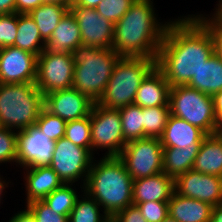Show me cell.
Here are the masks:
<instances>
[{
	"label": "cell",
	"mask_w": 222,
	"mask_h": 222,
	"mask_svg": "<svg viewBox=\"0 0 222 222\" xmlns=\"http://www.w3.org/2000/svg\"><path fill=\"white\" fill-rule=\"evenodd\" d=\"M170 20L156 57V67L170 87L187 85L214 54L213 14Z\"/></svg>",
	"instance_id": "1"
},
{
	"label": "cell",
	"mask_w": 222,
	"mask_h": 222,
	"mask_svg": "<svg viewBox=\"0 0 222 222\" xmlns=\"http://www.w3.org/2000/svg\"><path fill=\"white\" fill-rule=\"evenodd\" d=\"M151 0H135L114 24L112 49L120 56L156 59L169 22H159Z\"/></svg>",
	"instance_id": "2"
},
{
	"label": "cell",
	"mask_w": 222,
	"mask_h": 222,
	"mask_svg": "<svg viewBox=\"0 0 222 222\" xmlns=\"http://www.w3.org/2000/svg\"><path fill=\"white\" fill-rule=\"evenodd\" d=\"M110 218L133 204V179L119 157L93 160L83 186Z\"/></svg>",
	"instance_id": "3"
},
{
	"label": "cell",
	"mask_w": 222,
	"mask_h": 222,
	"mask_svg": "<svg viewBox=\"0 0 222 222\" xmlns=\"http://www.w3.org/2000/svg\"><path fill=\"white\" fill-rule=\"evenodd\" d=\"M74 63L72 87L97 103L121 57L112 48L79 45L71 52Z\"/></svg>",
	"instance_id": "4"
},
{
	"label": "cell",
	"mask_w": 222,
	"mask_h": 222,
	"mask_svg": "<svg viewBox=\"0 0 222 222\" xmlns=\"http://www.w3.org/2000/svg\"><path fill=\"white\" fill-rule=\"evenodd\" d=\"M44 105V94L35 83H0V120L4 128L20 131L35 125Z\"/></svg>",
	"instance_id": "5"
},
{
	"label": "cell",
	"mask_w": 222,
	"mask_h": 222,
	"mask_svg": "<svg viewBox=\"0 0 222 222\" xmlns=\"http://www.w3.org/2000/svg\"><path fill=\"white\" fill-rule=\"evenodd\" d=\"M155 66L156 59L121 56L97 104L109 109L134 104L142 80Z\"/></svg>",
	"instance_id": "6"
},
{
	"label": "cell",
	"mask_w": 222,
	"mask_h": 222,
	"mask_svg": "<svg viewBox=\"0 0 222 222\" xmlns=\"http://www.w3.org/2000/svg\"><path fill=\"white\" fill-rule=\"evenodd\" d=\"M170 113L201 129L206 135L217 134L213 96L187 85L170 87Z\"/></svg>",
	"instance_id": "7"
},
{
	"label": "cell",
	"mask_w": 222,
	"mask_h": 222,
	"mask_svg": "<svg viewBox=\"0 0 222 222\" xmlns=\"http://www.w3.org/2000/svg\"><path fill=\"white\" fill-rule=\"evenodd\" d=\"M91 151L108 150L104 157H118L127 141L123 129L119 109H109L94 103L90 111Z\"/></svg>",
	"instance_id": "8"
},
{
	"label": "cell",
	"mask_w": 222,
	"mask_h": 222,
	"mask_svg": "<svg viewBox=\"0 0 222 222\" xmlns=\"http://www.w3.org/2000/svg\"><path fill=\"white\" fill-rule=\"evenodd\" d=\"M118 157L133 180L163 172V146L159 138L128 141Z\"/></svg>",
	"instance_id": "9"
},
{
	"label": "cell",
	"mask_w": 222,
	"mask_h": 222,
	"mask_svg": "<svg viewBox=\"0 0 222 222\" xmlns=\"http://www.w3.org/2000/svg\"><path fill=\"white\" fill-rule=\"evenodd\" d=\"M91 148H82L65 137L55 141L54 152L49 166L64 184H73L81 179L86 182L94 160Z\"/></svg>",
	"instance_id": "10"
},
{
	"label": "cell",
	"mask_w": 222,
	"mask_h": 222,
	"mask_svg": "<svg viewBox=\"0 0 222 222\" xmlns=\"http://www.w3.org/2000/svg\"><path fill=\"white\" fill-rule=\"evenodd\" d=\"M74 63L71 53H50L43 51L37 57L35 85L44 95L72 88Z\"/></svg>",
	"instance_id": "11"
},
{
	"label": "cell",
	"mask_w": 222,
	"mask_h": 222,
	"mask_svg": "<svg viewBox=\"0 0 222 222\" xmlns=\"http://www.w3.org/2000/svg\"><path fill=\"white\" fill-rule=\"evenodd\" d=\"M17 164L21 168L49 166L55 141L44 135L36 125L17 133Z\"/></svg>",
	"instance_id": "12"
},
{
	"label": "cell",
	"mask_w": 222,
	"mask_h": 222,
	"mask_svg": "<svg viewBox=\"0 0 222 222\" xmlns=\"http://www.w3.org/2000/svg\"><path fill=\"white\" fill-rule=\"evenodd\" d=\"M69 10L78 22L83 45L97 48H112L114 24L99 15L96 9L78 6L75 3Z\"/></svg>",
	"instance_id": "13"
},
{
	"label": "cell",
	"mask_w": 222,
	"mask_h": 222,
	"mask_svg": "<svg viewBox=\"0 0 222 222\" xmlns=\"http://www.w3.org/2000/svg\"><path fill=\"white\" fill-rule=\"evenodd\" d=\"M175 192L216 206L222 204V177L202 174L193 169L174 179Z\"/></svg>",
	"instance_id": "14"
},
{
	"label": "cell",
	"mask_w": 222,
	"mask_h": 222,
	"mask_svg": "<svg viewBox=\"0 0 222 222\" xmlns=\"http://www.w3.org/2000/svg\"><path fill=\"white\" fill-rule=\"evenodd\" d=\"M37 57L15 46L1 48L0 83H35Z\"/></svg>",
	"instance_id": "15"
},
{
	"label": "cell",
	"mask_w": 222,
	"mask_h": 222,
	"mask_svg": "<svg viewBox=\"0 0 222 222\" xmlns=\"http://www.w3.org/2000/svg\"><path fill=\"white\" fill-rule=\"evenodd\" d=\"M44 104L47 111L67 122L89 116L94 102L72 87L44 95Z\"/></svg>",
	"instance_id": "16"
},
{
	"label": "cell",
	"mask_w": 222,
	"mask_h": 222,
	"mask_svg": "<svg viewBox=\"0 0 222 222\" xmlns=\"http://www.w3.org/2000/svg\"><path fill=\"white\" fill-rule=\"evenodd\" d=\"M207 135L182 118L170 115L159 138L163 147H200Z\"/></svg>",
	"instance_id": "17"
},
{
	"label": "cell",
	"mask_w": 222,
	"mask_h": 222,
	"mask_svg": "<svg viewBox=\"0 0 222 222\" xmlns=\"http://www.w3.org/2000/svg\"><path fill=\"white\" fill-rule=\"evenodd\" d=\"M174 191V178L164 172L133 180V205L148 201L168 202Z\"/></svg>",
	"instance_id": "18"
},
{
	"label": "cell",
	"mask_w": 222,
	"mask_h": 222,
	"mask_svg": "<svg viewBox=\"0 0 222 222\" xmlns=\"http://www.w3.org/2000/svg\"><path fill=\"white\" fill-rule=\"evenodd\" d=\"M25 188L26 205L43 200L55 189L60 188L64 183L50 166L26 167Z\"/></svg>",
	"instance_id": "19"
},
{
	"label": "cell",
	"mask_w": 222,
	"mask_h": 222,
	"mask_svg": "<svg viewBox=\"0 0 222 222\" xmlns=\"http://www.w3.org/2000/svg\"><path fill=\"white\" fill-rule=\"evenodd\" d=\"M170 85L155 66L142 80L136 92L134 104L142 108L169 105Z\"/></svg>",
	"instance_id": "20"
},
{
	"label": "cell",
	"mask_w": 222,
	"mask_h": 222,
	"mask_svg": "<svg viewBox=\"0 0 222 222\" xmlns=\"http://www.w3.org/2000/svg\"><path fill=\"white\" fill-rule=\"evenodd\" d=\"M82 44L81 32L70 10L61 18L50 38L45 42L44 50L50 53H71Z\"/></svg>",
	"instance_id": "21"
},
{
	"label": "cell",
	"mask_w": 222,
	"mask_h": 222,
	"mask_svg": "<svg viewBox=\"0 0 222 222\" xmlns=\"http://www.w3.org/2000/svg\"><path fill=\"white\" fill-rule=\"evenodd\" d=\"M212 207L206 202L181 196L175 191L168 201L169 216L177 222H209Z\"/></svg>",
	"instance_id": "22"
},
{
	"label": "cell",
	"mask_w": 222,
	"mask_h": 222,
	"mask_svg": "<svg viewBox=\"0 0 222 222\" xmlns=\"http://www.w3.org/2000/svg\"><path fill=\"white\" fill-rule=\"evenodd\" d=\"M193 170L222 177V136L207 135L195 158Z\"/></svg>",
	"instance_id": "23"
},
{
	"label": "cell",
	"mask_w": 222,
	"mask_h": 222,
	"mask_svg": "<svg viewBox=\"0 0 222 222\" xmlns=\"http://www.w3.org/2000/svg\"><path fill=\"white\" fill-rule=\"evenodd\" d=\"M187 86L210 96L222 91V61L213 54Z\"/></svg>",
	"instance_id": "24"
},
{
	"label": "cell",
	"mask_w": 222,
	"mask_h": 222,
	"mask_svg": "<svg viewBox=\"0 0 222 222\" xmlns=\"http://www.w3.org/2000/svg\"><path fill=\"white\" fill-rule=\"evenodd\" d=\"M200 147H163V172L172 178L186 173L194 165Z\"/></svg>",
	"instance_id": "25"
},
{
	"label": "cell",
	"mask_w": 222,
	"mask_h": 222,
	"mask_svg": "<svg viewBox=\"0 0 222 222\" xmlns=\"http://www.w3.org/2000/svg\"><path fill=\"white\" fill-rule=\"evenodd\" d=\"M17 29L14 46L39 56L44 51L45 41L29 14L17 13Z\"/></svg>",
	"instance_id": "26"
},
{
	"label": "cell",
	"mask_w": 222,
	"mask_h": 222,
	"mask_svg": "<svg viewBox=\"0 0 222 222\" xmlns=\"http://www.w3.org/2000/svg\"><path fill=\"white\" fill-rule=\"evenodd\" d=\"M68 10L67 5L44 2L28 14L36 23L42 39L46 42Z\"/></svg>",
	"instance_id": "27"
},
{
	"label": "cell",
	"mask_w": 222,
	"mask_h": 222,
	"mask_svg": "<svg viewBox=\"0 0 222 222\" xmlns=\"http://www.w3.org/2000/svg\"><path fill=\"white\" fill-rule=\"evenodd\" d=\"M82 192L84 194L82 195L83 197H77L74 208L70 212L69 222H106L110 219L95 199L90 197L85 191L82 190ZM100 210L103 212L102 214Z\"/></svg>",
	"instance_id": "28"
},
{
	"label": "cell",
	"mask_w": 222,
	"mask_h": 222,
	"mask_svg": "<svg viewBox=\"0 0 222 222\" xmlns=\"http://www.w3.org/2000/svg\"><path fill=\"white\" fill-rule=\"evenodd\" d=\"M170 115L169 105L143 108V138H160Z\"/></svg>",
	"instance_id": "29"
},
{
	"label": "cell",
	"mask_w": 222,
	"mask_h": 222,
	"mask_svg": "<svg viewBox=\"0 0 222 222\" xmlns=\"http://www.w3.org/2000/svg\"><path fill=\"white\" fill-rule=\"evenodd\" d=\"M124 139H143V108L130 104L119 108Z\"/></svg>",
	"instance_id": "30"
},
{
	"label": "cell",
	"mask_w": 222,
	"mask_h": 222,
	"mask_svg": "<svg viewBox=\"0 0 222 222\" xmlns=\"http://www.w3.org/2000/svg\"><path fill=\"white\" fill-rule=\"evenodd\" d=\"M73 184H63L60 188L55 189L52 193L46 196L43 201L54 212L60 215H65L69 218L70 212L74 208L78 194Z\"/></svg>",
	"instance_id": "31"
},
{
	"label": "cell",
	"mask_w": 222,
	"mask_h": 222,
	"mask_svg": "<svg viewBox=\"0 0 222 222\" xmlns=\"http://www.w3.org/2000/svg\"><path fill=\"white\" fill-rule=\"evenodd\" d=\"M64 137L77 146L91 148V122L89 116L67 121Z\"/></svg>",
	"instance_id": "32"
},
{
	"label": "cell",
	"mask_w": 222,
	"mask_h": 222,
	"mask_svg": "<svg viewBox=\"0 0 222 222\" xmlns=\"http://www.w3.org/2000/svg\"><path fill=\"white\" fill-rule=\"evenodd\" d=\"M35 125L52 141H57L65 135L66 121L51 114L45 108L39 114Z\"/></svg>",
	"instance_id": "33"
},
{
	"label": "cell",
	"mask_w": 222,
	"mask_h": 222,
	"mask_svg": "<svg viewBox=\"0 0 222 222\" xmlns=\"http://www.w3.org/2000/svg\"><path fill=\"white\" fill-rule=\"evenodd\" d=\"M135 0H103L95 8L99 15L116 24Z\"/></svg>",
	"instance_id": "34"
},
{
	"label": "cell",
	"mask_w": 222,
	"mask_h": 222,
	"mask_svg": "<svg viewBox=\"0 0 222 222\" xmlns=\"http://www.w3.org/2000/svg\"><path fill=\"white\" fill-rule=\"evenodd\" d=\"M17 133L7 128L0 131V164L17 163Z\"/></svg>",
	"instance_id": "35"
},
{
	"label": "cell",
	"mask_w": 222,
	"mask_h": 222,
	"mask_svg": "<svg viewBox=\"0 0 222 222\" xmlns=\"http://www.w3.org/2000/svg\"><path fill=\"white\" fill-rule=\"evenodd\" d=\"M36 222H69L68 217L54 212L43 200H36L25 207Z\"/></svg>",
	"instance_id": "36"
},
{
	"label": "cell",
	"mask_w": 222,
	"mask_h": 222,
	"mask_svg": "<svg viewBox=\"0 0 222 222\" xmlns=\"http://www.w3.org/2000/svg\"><path fill=\"white\" fill-rule=\"evenodd\" d=\"M17 30V13L0 14V49L14 46Z\"/></svg>",
	"instance_id": "37"
},
{
	"label": "cell",
	"mask_w": 222,
	"mask_h": 222,
	"mask_svg": "<svg viewBox=\"0 0 222 222\" xmlns=\"http://www.w3.org/2000/svg\"><path fill=\"white\" fill-rule=\"evenodd\" d=\"M137 207L147 222H162L168 215V202L148 201L138 203Z\"/></svg>",
	"instance_id": "38"
},
{
	"label": "cell",
	"mask_w": 222,
	"mask_h": 222,
	"mask_svg": "<svg viewBox=\"0 0 222 222\" xmlns=\"http://www.w3.org/2000/svg\"><path fill=\"white\" fill-rule=\"evenodd\" d=\"M113 219L115 222H147L140 213L137 205H130L117 213Z\"/></svg>",
	"instance_id": "39"
},
{
	"label": "cell",
	"mask_w": 222,
	"mask_h": 222,
	"mask_svg": "<svg viewBox=\"0 0 222 222\" xmlns=\"http://www.w3.org/2000/svg\"><path fill=\"white\" fill-rule=\"evenodd\" d=\"M214 54L222 61V20L213 14Z\"/></svg>",
	"instance_id": "40"
},
{
	"label": "cell",
	"mask_w": 222,
	"mask_h": 222,
	"mask_svg": "<svg viewBox=\"0 0 222 222\" xmlns=\"http://www.w3.org/2000/svg\"><path fill=\"white\" fill-rule=\"evenodd\" d=\"M43 3L42 0H15V13L28 14Z\"/></svg>",
	"instance_id": "41"
},
{
	"label": "cell",
	"mask_w": 222,
	"mask_h": 222,
	"mask_svg": "<svg viewBox=\"0 0 222 222\" xmlns=\"http://www.w3.org/2000/svg\"><path fill=\"white\" fill-rule=\"evenodd\" d=\"M217 133L222 130V91L213 96Z\"/></svg>",
	"instance_id": "42"
},
{
	"label": "cell",
	"mask_w": 222,
	"mask_h": 222,
	"mask_svg": "<svg viewBox=\"0 0 222 222\" xmlns=\"http://www.w3.org/2000/svg\"><path fill=\"white\" fill-rule=\"evenodd\" d=\"M8 222H36L31 213L25 208L14 214Z\"/></svg>",
	"instance_id": "43"
},
{
	"label": "cell",
	"mask_w": 222,
	"mask_h": 222,
	"mask_svg": "<svg viewBox=\"0 0 222 222\" xmlns=\"http://www.w3.org/2000/svg\"><path fill=\"white\" fill-rule=\"evenodd\" d=\"M0 13H15V0H0Z\"/></svg>",
	"instance_id": "44"
},
{
	"label": "cell",
	"mask_w": 222,
	"mask_h": 222,
	"mask_svg": "<svg viewBox=\"0 0 222 222\" xmlns=\"http://www.w3.org/2000/svg\"><path fill=\"white\" fill-rule=\"evenodd\" d=\"M209 222H222V204L212 207L211 218Z\"/></svg>",
	"instance_id": "45"
},
{
	"label": "cell",
	"mask_w": 222,
	"mask_h": 222,
	"mask_svg": "<svg viewBox=\"0 0 222 222\" xmlns=\"http://www.w3.org/2000/svg\"><path fill=\"white\" fill-rule=\"evenodd\" d=\"M101 1L103 0H78L75 4L78 6L95 9Z\"/></svg>",
	"instance_id": "46"
},
{
	"label": "cell",
	"mask_w": 222,
	"mask_h": 222,
	"mask_svg": "<svg viewBox=\"0 0 222 222\" xmlns=\"http://www.w3.org/2000/svg\"><path fill=\"white\" fill-rule=\"evenodd\" d=\"M3 179L4 178L1 177V175H0V203H1V200H2V197H3L2 193L4 192L5 188L8 187L9 183H11V182H8V181L6 182V180L4 181Z\"/></svg>",
	"instance_id": "47"
},
{
	"label": "cell",
	"mask_w": 222,
	"mask_h": 222,
	"mask_svg": "<svg viewBox=\"0 0 222 222\" xmlns=\"http://www.w3.org/2000/svg\"><path fill=\"white\" fill-rule=\"evenodd\" d=\"M215 11L213 12L216 17H219L222 20V0H219V3L216 4Z\"/></svg>",
	"instance_id": "48"
},
{
	"label": "cell",
	"mask_w": 222,
	"mask_h": 222,
	"mask_svg": "<svg viewBox=\"0 0 222 222\" xmlns=\"http://www.w3.org/2000/svg\"><path fill=\"white\" fill-rule=\"evenodd\" d=\"M43 2L59 3L62 5H67V0H43Z\"/></svg>",
	"instance_id": "49"
},
{
	"label": "cell",
	"mask_w": 222,
	"mask_h": 222,
	"mask_svg": "<svg viewBox=\"0 0 222 222\" xmlns=\"http://www.w3.org/2000/svg\"><path fill=\"white\" fill-rule=\"evenodd\" d=\"M162 222H177V221L168 215Z\"/></svg>",
	"instance_id": "50"
},
{
	"label": "cell",
	"mask_w": 222,
	"mask_h": 222,
	"mask_svg": "<svg viewBox=\"0 0 222 222\" xmlns=\"http://www.w3.org/2000/svg\"><path fill=\"white\" fill-rule=\"evenodd\" d=\"M78 0H67V6L69 7L71 4L76 3Z\"/></svg>",
	"instance_id": "51"
},
{
	"label": "cell",
	"mask_w": 222,
	"mask_h": 222,
	"mask_svg": "<svg viewBox=\"0 0 222 222\" xmlns=\"http://www.w3.org/2000/svg\"><path fill=\"white\" fill-rule=\"evenodd\" d=\"M106 222H115V220L113 218H110Z\"/></svg>",
	"instance_id": "52"
},
{
	"label": "cell",
	"mask_w": 222,
	"mask_h": 222,
	"mask_svg": "<svg viewBox=\"0 0 222 222\" xmlns=\"http://www.w3.org/2000/svg\"><path fill=\"white\" fill-rule=\"evenodd\" d=\"M3 128H4V127H3L2 123H1V120H0V131H1Z\"/></svg>",
	"instance_id": "53"
}]
</instances>
